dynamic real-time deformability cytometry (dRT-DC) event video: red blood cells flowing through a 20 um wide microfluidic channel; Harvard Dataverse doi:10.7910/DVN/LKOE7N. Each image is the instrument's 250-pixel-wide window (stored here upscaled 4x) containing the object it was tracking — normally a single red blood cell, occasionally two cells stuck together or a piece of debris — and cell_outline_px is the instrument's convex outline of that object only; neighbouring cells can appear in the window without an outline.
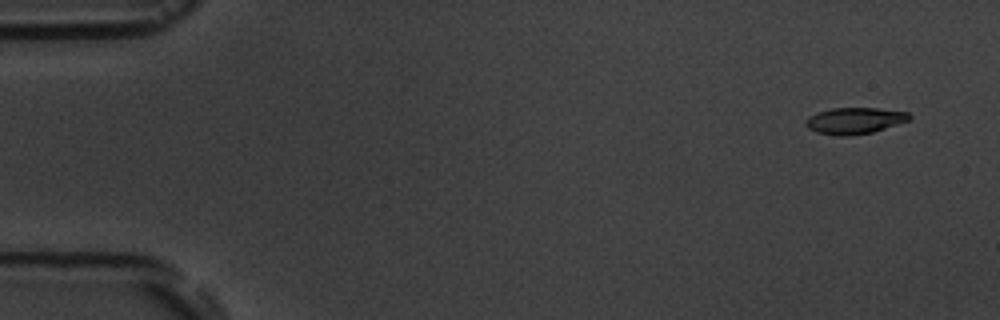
{"species": "common noctule bat (a hibernating species)", "species_latin": "Nyctalus noctula", "temperature_condition": "room temperature", "stored_images_in_passage": 6, "camera_frame_rate_fps": 3000, "um_per_image_px": 0.085, "animal": {"sex": "male", "body_mass_g": 19.5, "forearm_length_mm": 54.6}, "frame": {"image": 1, "passage_image": 6, "time_ms": 6.667, "image_size_px": [1000, 320], "cell_outline_px": [[912, 116], [908, 120], [872, 132], [848, 136], [840, 136], [816, 132], [808, 128], [804, 124], [804, 120], [808, 116], [816, 112], [832, 108], [876, 108], [908, 112]], "centroid_in_image_um": [72.57, 10.25], "position_along_channel_um": 12.4, "area_um2": 15.9}}